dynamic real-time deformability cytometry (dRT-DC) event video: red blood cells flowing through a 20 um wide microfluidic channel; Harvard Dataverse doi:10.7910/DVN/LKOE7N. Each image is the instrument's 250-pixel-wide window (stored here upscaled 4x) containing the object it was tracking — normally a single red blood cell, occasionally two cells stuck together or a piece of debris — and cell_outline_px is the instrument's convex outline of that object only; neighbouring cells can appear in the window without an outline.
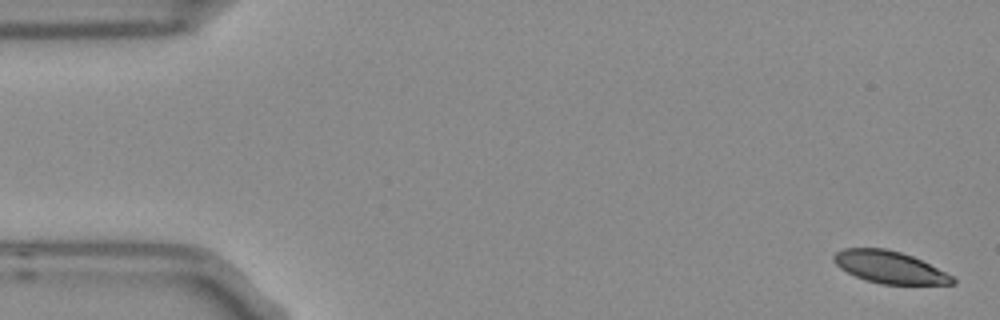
{"species": "Egyptian fruit bat (a non-hibernating species)", "species_latin": "Rousettus aegyptiacus", "temperature_condition": "room temperature", "stored_images_in_passage": 5, "camera_frame_rate_fps": 3000, "um_per_image_px": 0.085, "frame": {"image": 1, "passage_image": 1, "time_ms": 0.0, "image_size_px": [1000, 320], "cell_outline_px": [[956, 284], [880, 284], [864, 280], [840, 268], [832, 260], [832, 256], [836, 252], [844, 248], [884, 248], [900, 252], [912, 256], [952, 276], [956, 280]], "centroid_in_image_um": [75.57, 22.71], "position_along_channel_um": 9.4, "area_um2": 22.02}}
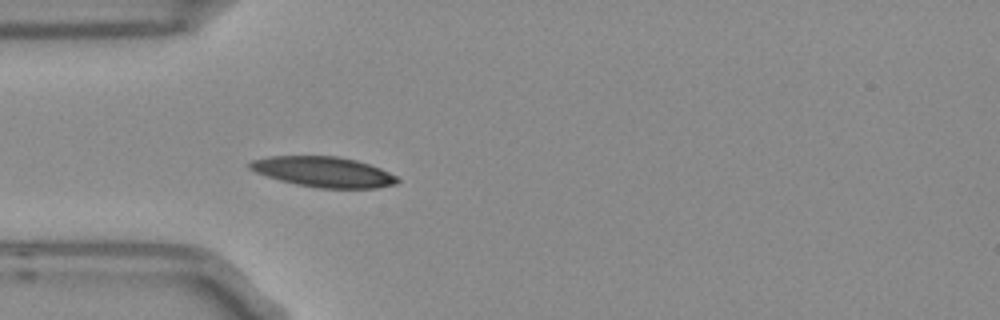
{"frame": {"image": 2, "passage_image": 5, "time_ms": 1.333, "image_size_px": [1000, 320], "cell_outline_px": [[400, 180], [396, 184], [376, 188], [320, 188], [296, 184], [280, 180], [256, 172], [248, 168], [248, 164], [252, 160], [268, 156], [336, 156], [356, 160], [380, 168], [396, 176]], "centroid_in_image_um": [27.49, 14.61], "position_along_channel_um": 57.5, "area_um2": 25.95}}